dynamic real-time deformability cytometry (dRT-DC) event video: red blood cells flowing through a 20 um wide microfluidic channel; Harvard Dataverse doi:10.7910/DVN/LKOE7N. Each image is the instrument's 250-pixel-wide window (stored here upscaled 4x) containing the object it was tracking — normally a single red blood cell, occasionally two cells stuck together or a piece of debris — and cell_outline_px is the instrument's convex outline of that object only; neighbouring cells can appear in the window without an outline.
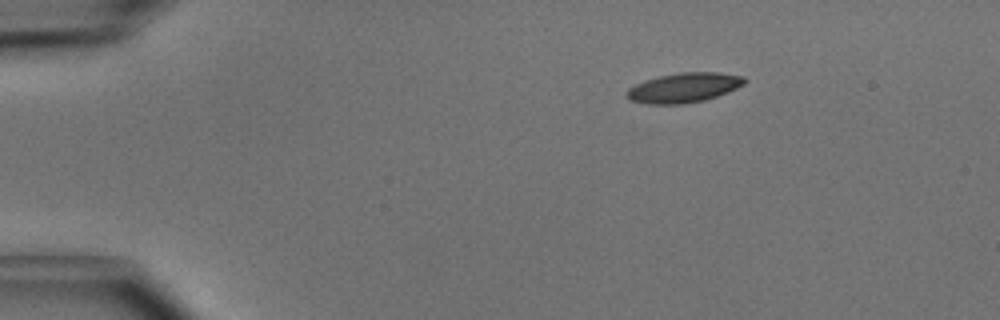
{"species": "common noctule bat (a hibernating species)", "species_latin": "Nyctalus noctula", "temperature_condition": "cold", "stored_images_in_passage": 43, "camera_frame_rate_fps": 3000, "um_per_image_px": 0.085, "animal": {"sex": "male", "body_mass_g": 15.6}, "frame": {"image": 1, "passage_image": 1, "time_ms": 0.0, "image_size_px": [1000, 320], "cell_outline_px": [[748, 80], [744, 84], [728, 92], [704, 100], [684, 104], [648, 104], [628, 100], [624, 96], [624, 92], [628, 88], [644, 80], [660, 76], [680, 72], [720, 72], [744, 76]], "centroid_in_image_um": [58.1, 7.45], "position_along_channel_um": 26.9, "area_um2": 20.63}}
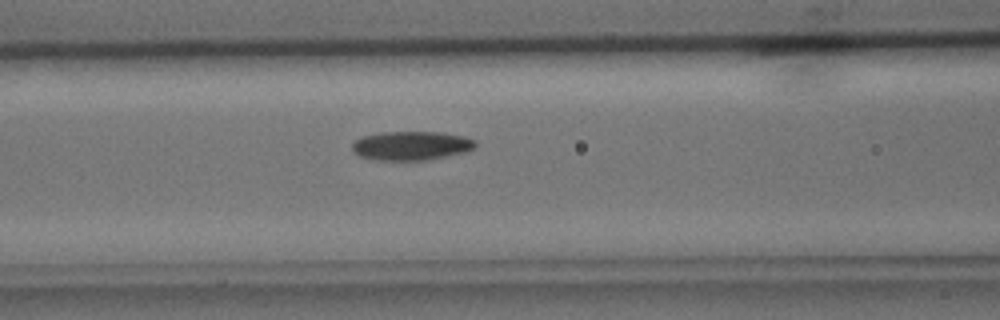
{"frame": {"image": 2, "passage_image": 14, "time_ms": 4.333, "image_size_px": [1000, 320], "cell_outline_px": [[476, 148], [468, 152], [428, 160], [372, 160], [360, 156], [352, 148], [352, 144], [356, 140], [364, 136], [380, 132], [440, 132], [464, 136], [476, 140]], "centroid_in_image_um": [35.02, 12.39], "position_along_channel_um": 131.6, "area_um2": 20.98}}
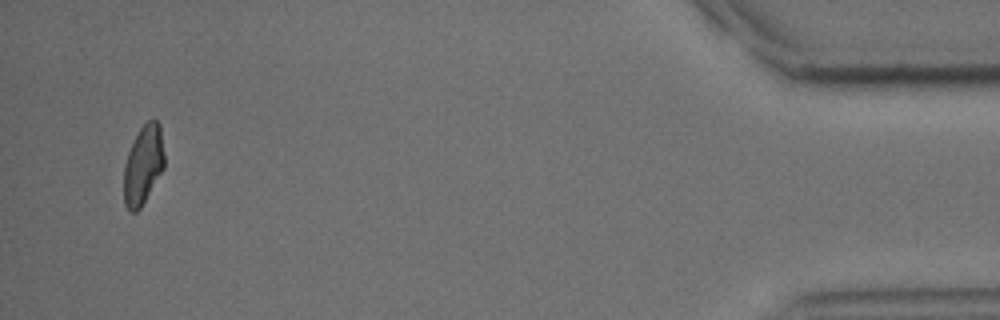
{"frame": {"image": 3, "passage_image": 41, "time_ms": 13.333, "image_size_px": [1000, 320], "cell_outline_px": [[164, 168], [140, 208], [136, 212], [128, 212], [124, 204], [124, 164], [132, 140], [140, 128], [152, 116], [160, 124], [164, 152]], "centroid_in_image_um": [12.17, 13.99], "position_along_channel_um": 423.0, "area_um2": 18.9}, "authors_computed_cell_mechanics": {"area_um2": 20.5768, "velocity_mm_per_s": 4.0519, "shape_relaxation_time_tau1_ms": 3.9916, "shape_relaxation_time_tau2_ms": 8.0733, "deformation_change_tau1": 0.117, "deformation_change_tau2": 0.1334}}